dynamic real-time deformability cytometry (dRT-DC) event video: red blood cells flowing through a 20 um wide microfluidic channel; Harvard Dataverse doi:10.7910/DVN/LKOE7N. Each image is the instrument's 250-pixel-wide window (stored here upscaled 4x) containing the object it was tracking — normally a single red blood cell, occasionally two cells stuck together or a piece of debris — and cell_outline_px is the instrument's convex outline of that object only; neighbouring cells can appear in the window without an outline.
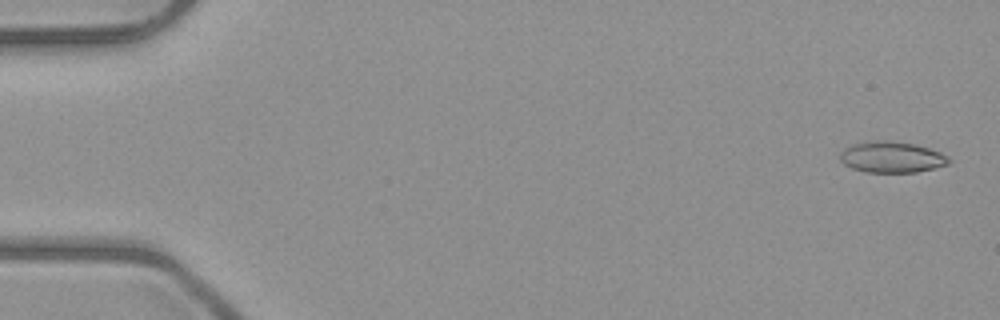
{"species": "common noctule bat (a hibernating species)", "species_latin": "Nyctalus noctula", "temperature_condition": "room temperature", "stored_images_in_passage": 5, "camera_frame_rate_fps": 3000, "um_per_image_px": 0.085, "animal": {"sex": "male", "body_mass_g": 23.1, "forearm_length_mm": 52.7}, "frame": {"image": 1, "passage_image": 1, "time_ms": 0.0, "image_size_px": [1000, 320], "cell_outline_px": [[952, 160], [948, 164], [916, 172], [868, 172], [852, 168], [844, 164], [840, 160], [840, 152], [844, 148], [856, 144], [876, 140], [880, 140], [912, 144], [928, 148], [940, 152], [948, 156]], "centroid_in_image_um": [75.8, 13.36], "position_along_channel_um": 9.2, "area_um2": 19.36}}